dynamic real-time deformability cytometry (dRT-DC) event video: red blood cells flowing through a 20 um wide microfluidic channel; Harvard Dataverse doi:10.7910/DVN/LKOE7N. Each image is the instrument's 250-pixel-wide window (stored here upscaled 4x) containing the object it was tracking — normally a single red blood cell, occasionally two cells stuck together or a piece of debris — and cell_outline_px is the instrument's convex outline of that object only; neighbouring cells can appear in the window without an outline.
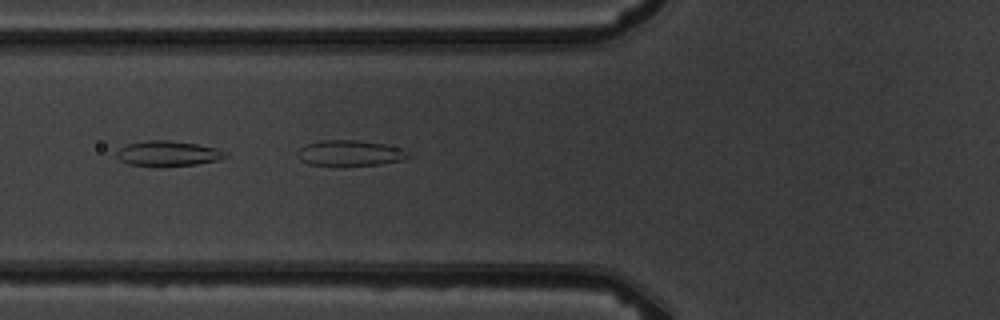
{"species": "common noctule bat (a hibernating species)", "species_latin": "Nyctalus noctula", "temperature_condition": "warm", "stored_images_in_passage": 3, "camera_frame_rate_fps": 3000, "um_per_image_px": 0.085, "animal": {"sex": "male", "body_mass_g": 19.5, "forearm_length_mm": 54.6}, "frame": {"image": 1, "passage_image": 3, "time_ms": 2.333, "image_size_px": [1000, 320], "cell_outline_px": [[412, 156], [404, 160], [380, 164], [308, 164], [300, 160], [296, 156], [296, 152], [304, 144], [324, 140], [356, 140], [384, 144], [404, 148]], "centroid_in_image_um": [29.77, 12.99], "position_along_channel_um": 96.0, "area_um2": 16.42}}